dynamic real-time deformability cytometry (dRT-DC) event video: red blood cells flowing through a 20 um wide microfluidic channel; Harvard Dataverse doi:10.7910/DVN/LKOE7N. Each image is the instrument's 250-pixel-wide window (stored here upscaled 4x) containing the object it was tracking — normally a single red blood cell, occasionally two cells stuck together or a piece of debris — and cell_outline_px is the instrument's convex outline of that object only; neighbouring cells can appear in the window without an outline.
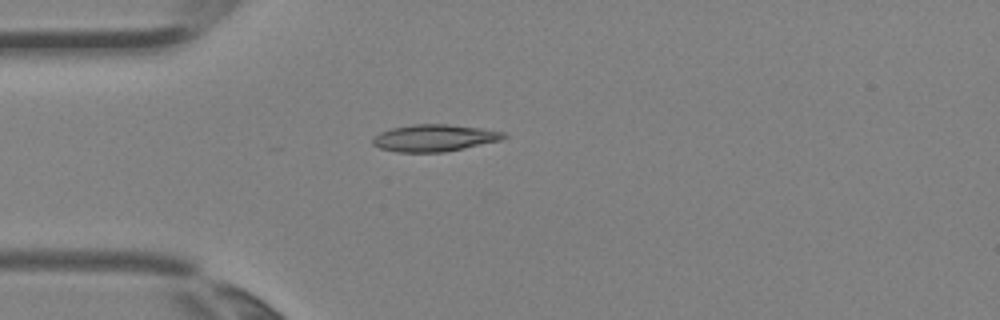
{"species": "Egyptian fruit bat (a non-hibernating species)", "species_latin": "Rousettus aegyptiacus", "temperature_condition": "room temperature", "stored_images_in_passage": 3, "camera_frame_rate_fps": 3000, "um_per_image_px": 0.085, "animal": {"sex": "female"}, "frame": {"image": 1, "passage_image": 3, "time_ms": 0.667, "image_size_px": [1000, 320], "cell_outline_px": [[508, 136], [500, 140], [464, 148], [444, 152], [396, 152], [380, 148], [372, 144], [372, 140], [380, 132], [392, 128], [416, 124], [448, 124], [484, 128], [508, 132]], "centroid_in_image_um": [36.97, 11.72], "position_along_channel_um": 48.0, "area_um2": 20.63}}